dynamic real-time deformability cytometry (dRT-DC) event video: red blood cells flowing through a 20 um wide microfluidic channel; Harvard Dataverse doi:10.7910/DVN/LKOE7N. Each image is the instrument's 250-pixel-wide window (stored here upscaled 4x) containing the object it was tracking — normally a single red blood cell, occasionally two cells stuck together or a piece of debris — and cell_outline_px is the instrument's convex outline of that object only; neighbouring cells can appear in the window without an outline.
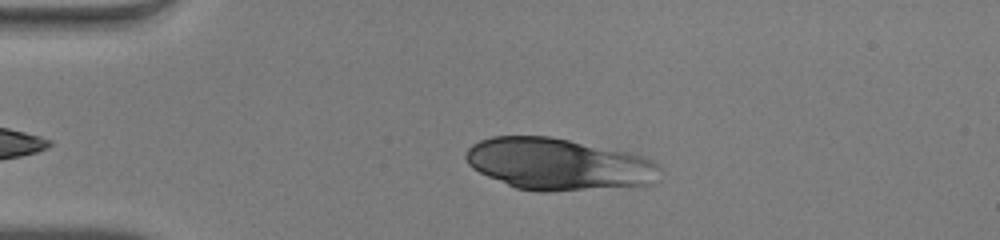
{"species": "human", "species_latin": "Homo sapiens", "temperature_condition": "warm", "stored_images_in_passage": 41, "camera_frame_rate_fps": 3000, "um_per_image_px": 0.085, "donor": {"sex": "male"}, "frame": {"image": 1, "passage_image": 3, "time_ms": 0.667, "image_size_px": [1000, 240], "cell_outline_px": [[660, 168], [652, 184], [548, 192], [540, 192], [516, 188], [488, 176], [472, 168], [468, 164], [464, 156], [464, 152], [472, 144], [480, 140], [492, 136], [552, 136], [628, 152], [644, 156], [660, 164]], "centroid_in_image_um": [47.42, 13.94], "position_along_channel_um": 37.6, "area_um2": 58.55}}
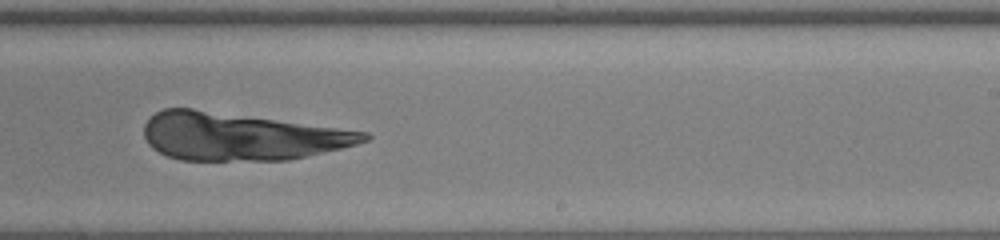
{"frame": {"image": 2, "passage_image": 23, "time_ms": 7.333, "image_size_px": [1000, 240], "cell_outline_px": [[372, 136], [368, 140], [356, 144], [340, 148], [288, 160], [180, 160], [168, 156], [152, 148], [148, 144], [144, 136], [144, 124], [156, 112], [164, 108], [192, 108], [368, 132]], "centroid_in_image_um": [20.42, 11.6], "position_along_channel_um": 268.6, "area_um2": 60.52}}